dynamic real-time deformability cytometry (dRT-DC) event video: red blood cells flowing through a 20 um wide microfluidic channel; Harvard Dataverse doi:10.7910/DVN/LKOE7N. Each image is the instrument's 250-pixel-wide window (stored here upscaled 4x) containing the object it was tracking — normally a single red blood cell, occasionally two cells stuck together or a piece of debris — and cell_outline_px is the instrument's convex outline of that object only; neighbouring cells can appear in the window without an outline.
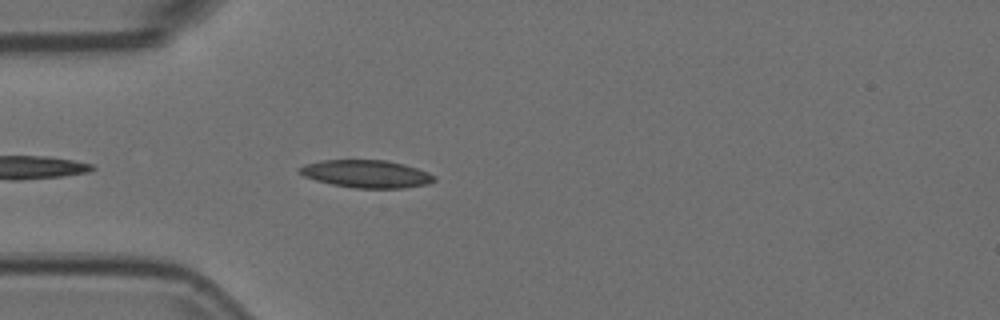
{"species": "Egyptian fruit bat (a non-hibernating species)", "species_latin": "Rousettus aegyptiacus", "temperature_condition": "room temperature", "stored_images_in_passage": 9, "camera_frame_rate_fps": 3000, "um_per_image_px": 0.085, "animal": {"sex": "female"}, "frame": {"image": 1, "passage_image": 4, "time_ms": 1.0, "image_size_px": [1000, 320], "cell_outline_px": [[436, 180], [428, 184], [404, 188], [352, 188], [332, 184], [316, 180], [304, 176], [296, 172], [296, 168], [304, 164], [320, 160], [384, 160], [404, 164], [428, 172], [436, 176]], "centroid_in_image_um": [31.11, 14.78], "position_along_channel_um": 53.9, "area_um2": 21.91}}
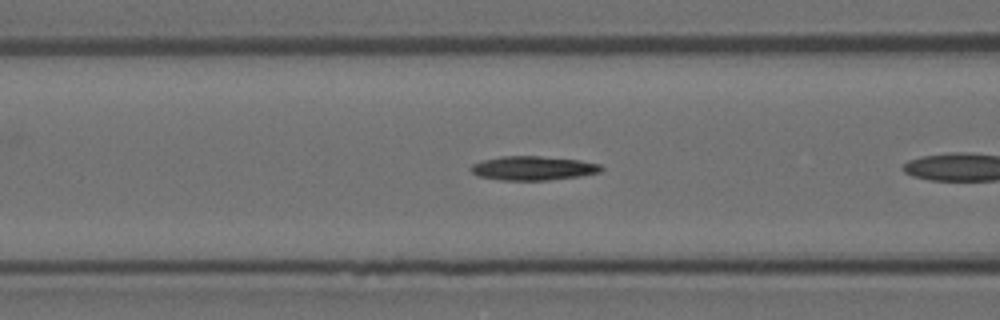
{"frame": {"image": 2, "passage_image": 7, "time_ms": 2.0, "image_size_px": [1000, 320], "cell_outline_px": [[604, 168], [600, 172], [580, 176], [548, 180], [500, 180], [480, 176], [472, 172], [468, 168], [472, 164], [484, 160], [500, 156], [540, 156], [580, 160], [600, 164]], "centroid_in_image_um": [45.32, 14.29], "position_along_channel_um": 121.3, "area_um2": 18.26}}